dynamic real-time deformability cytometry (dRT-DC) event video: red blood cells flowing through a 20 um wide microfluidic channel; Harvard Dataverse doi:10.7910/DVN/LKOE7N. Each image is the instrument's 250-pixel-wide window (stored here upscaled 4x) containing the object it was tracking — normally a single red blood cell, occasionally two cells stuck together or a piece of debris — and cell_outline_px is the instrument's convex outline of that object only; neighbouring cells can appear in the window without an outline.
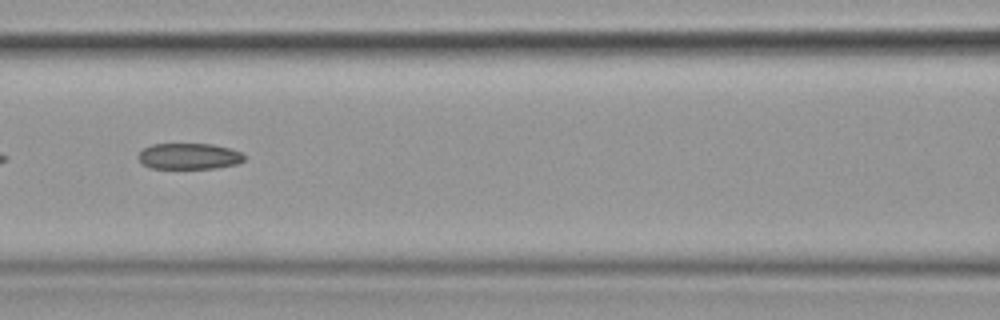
{"species": "common noctule bat (a hibernating species)", "species_latin": "Nyctalus noctula", "temperature_condition": "cold", "stored_images_in_passage": 11, "camera_frame_rate_fps": 3000, "um_per_image_px": 0.085, "animal": {"sex": "female", "body_mass_g": 19.9}, "frame": {"image": 1, "passage_image": 7, "time_ms": 8.0, "image_size_px": [1000, 320], "cell_outline_px": [[244, 160], [236, 164], [216, 168], [148, 168], [136, 156], [144, 148], [152, 144], [212, 144], [228, 148], [240, 152], [244, 156]], "centroid_in_image_um": [16.04, 13.28], "position_along_channel_um": 150.6, "area_um2": 15.95}}
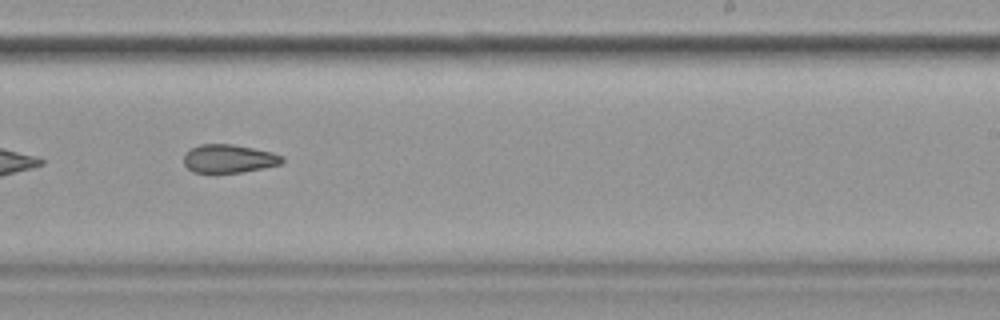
{"frame": {"image": 2, "passage_image": 10, "time_ms": 11.333, "image_size_px": [1000, 320], "cell_outline_px": [[284, 160], [280, 164], [264, 168], [216, 176], [212, 176], [192, 172], [184, 164], [184, 152], [200, 144], [232, 144], [272, 152], [284, 156]], "centroid_in_image_um": [19.4, 13.53], "position_along_channel_um": 269.6, "area_um2": 16.94}}
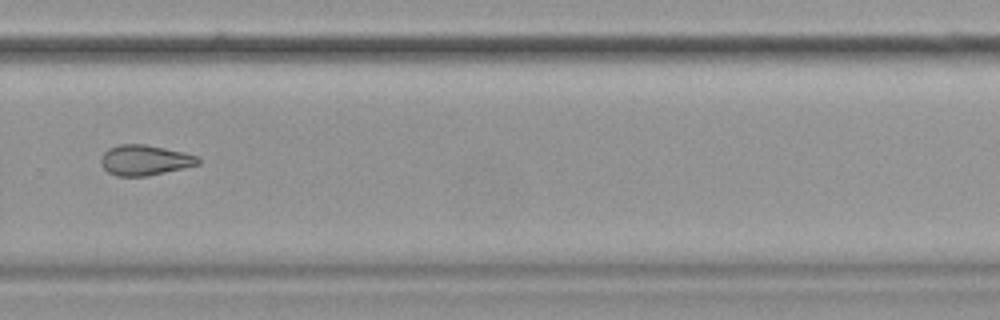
{"frame": {"image": 3, "passage_image": 11, "time_ms": 12.667, "image_size_px": [1000, 320], "cell_outline_px": [[200, 164], [184, 168], [148, 176], [116, 176], [108, 172], [104, 168], [100, 160], [100, 156], [108, 148], [120, 144], [144, 144], [184, 152], [200, 156]], "centroid_in_image_um": [12.32, 13.61], "position_along_channel_um": 317.5, "area_um2": 17.34}}